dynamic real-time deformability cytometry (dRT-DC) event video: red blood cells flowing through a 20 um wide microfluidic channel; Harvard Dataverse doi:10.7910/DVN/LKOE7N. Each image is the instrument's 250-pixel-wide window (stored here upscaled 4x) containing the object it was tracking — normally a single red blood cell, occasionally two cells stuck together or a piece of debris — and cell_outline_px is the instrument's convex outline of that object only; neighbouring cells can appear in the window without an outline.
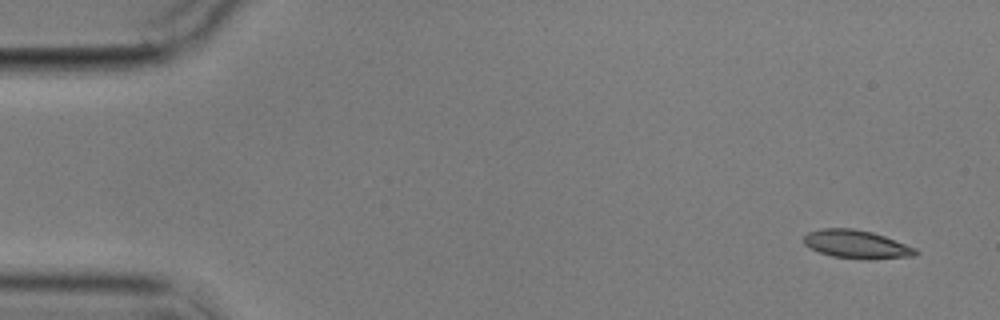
{"species": "common noctule bat (a hibernating species)", "species_latin": "Nyctalus noctula", "temperature_condition": "cold", "stored_images_in_passage": 4, "camera_frame_rate_fps": 3000, "um_per_image_px": 0.085, "animal": {"sex": "male", "body_mass_g": 17.9}, "frame": {"image": 1, "passage_image": 1, "time_ms": 0.0, "image_size_px": [1000, 320], "cell_outline_px": [[920, 252], [912, 256], [872, 260], [832, 256], [820, 252], [804, 244], [804, 236], [808, 232], [820, 228], [852, 228], [872, 232], [884, 236], [916, 248]], "centroid_in_image_um": [72.82, 20.76], "position_along_channel_um": 12.2, "area_um2": 18.38}}
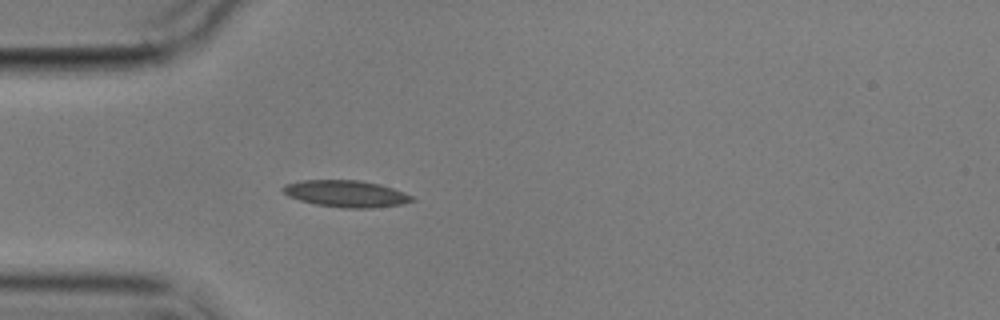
{"frame": {"image": 2, "passage_image": 4, "time_ms": 4.333, "image_size_px": [1000, 320], "cell_outline_px": [[416, 200], [400, 204], [372, 208], [344, 208], [316, 204], [300, 200], [288, 196], [280, 188], [284, 184], [300, 180], [360, 180], [380, 184], [404, 192], [412, 196]], "centroid_in_image_um": [29.39, 16.45], "position_along_channel_um": 55.6, "area_um2": 20.11}}